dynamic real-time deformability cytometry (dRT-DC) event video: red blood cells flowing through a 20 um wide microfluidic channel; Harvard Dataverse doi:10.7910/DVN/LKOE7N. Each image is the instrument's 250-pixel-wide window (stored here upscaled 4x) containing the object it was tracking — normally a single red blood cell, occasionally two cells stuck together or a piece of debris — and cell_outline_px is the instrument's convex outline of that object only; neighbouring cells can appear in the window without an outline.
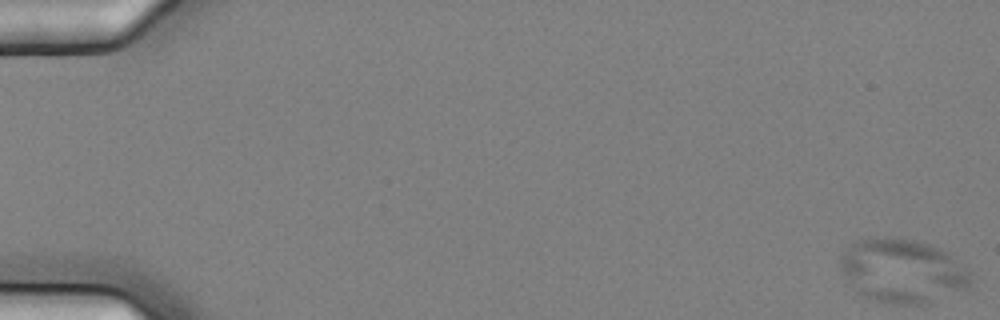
{"species": "common noctule bat (a hibernating species)", "species_latin": "Nyctalus noctula", "temperature_condition": "cold", "stored_images_in_passage": 7, "segment_of_instrument_passage": [1, 2], "camera_frame_rate_fps": 3000, "um_per_image_px": 0.085, "animal": {"sex": "female", "body_mass_g": 25.1}, "frame": {"image": 1, "passage_image": 1, "time_ms": 0.0, "image_size_px": [1000, 320], "cell_outline_px": [[972, 280], [964, 288], [920, 304], [892, 304], [880, 300], [860, 292], [852, 288], [844, 276], [840, 268], [840, 260], [844, 252], [856, 240], [912, 240], [928, 244], [940, 248], [948, 252], [968, 268]], "centroid_in_image_um": [76.72, 23.03], "position_along_channel_um": 8.3, "area_um2": 46.82}}
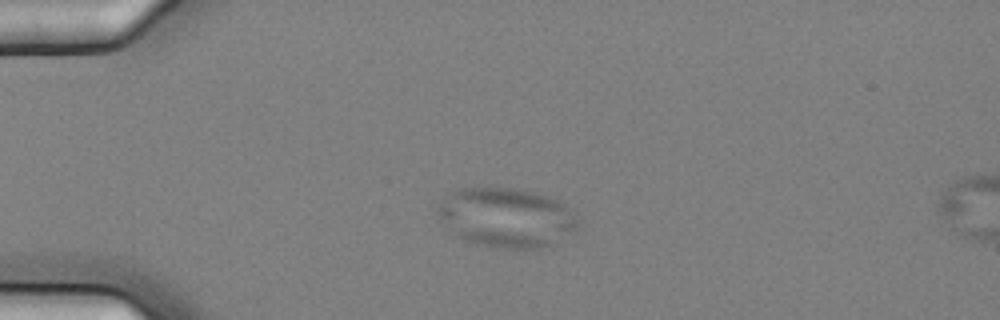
{"frame": {"image": 2, "passage_image": 5, "time_ms": 1.333, "image_size_px": [1000, 320], "cell_outline_px": [[580, 228], [544, 248], [496, 248], [476, 244], [464, 240], [448, 232], [436, 212], [436, 208], [444, 196], [460, 188], [516, 188], [536, 192], [560, 200], [580, 220]], "centroid_in_image_um": [43.03, 18.5], "position_along_channel_um": 42.0, "area_um2": 49.25}}